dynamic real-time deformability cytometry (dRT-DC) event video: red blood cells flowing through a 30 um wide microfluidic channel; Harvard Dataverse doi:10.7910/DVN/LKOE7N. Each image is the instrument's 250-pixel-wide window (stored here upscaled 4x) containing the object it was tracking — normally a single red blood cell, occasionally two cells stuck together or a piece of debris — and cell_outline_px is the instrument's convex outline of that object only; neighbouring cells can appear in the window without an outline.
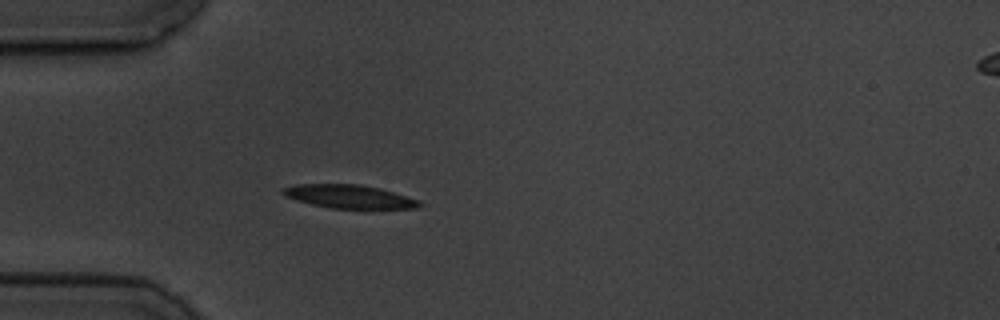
{"species": "common noctule bat (a hibernating species)", "species_latin": "Nyctalus noctula", "temperature_condition": "cold", "stored_images_in_passage": 2, "segment_of_instrument_passage": [1, 2], "camera_frame_rate_fps": 3000, "um_per_image_px": 0.085, "animal": {"sex": "male", "body_mass_g": 19.5, "forearm_length_mm": 54.6}, "frame": {"image": 1, "passage_image": 1, "time_ms": 0.0, "image_size_px": [1000, 320], "cell_outline_px": [[424, 204], [420, 208], [332, 208], [312, 204], [296, 200], [284, 196], [280, 192], [284, 188], [296, 184], [360, 184], [380, 188], [420, 200]], "centroid_in_image_um": [29.7, 16.7], "position_along_channel_um": 55.3, "area_um2": 18.61}}